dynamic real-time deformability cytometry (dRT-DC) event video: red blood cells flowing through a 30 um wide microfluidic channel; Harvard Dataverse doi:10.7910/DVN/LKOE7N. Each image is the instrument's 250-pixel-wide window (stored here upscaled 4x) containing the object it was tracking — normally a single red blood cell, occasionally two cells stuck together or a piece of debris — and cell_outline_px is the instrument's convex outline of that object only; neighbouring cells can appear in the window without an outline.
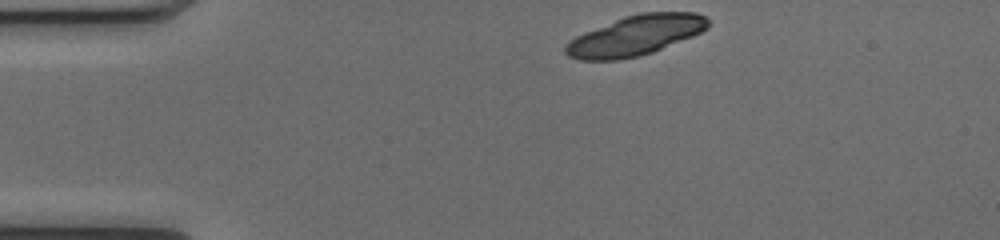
{"species": "common noctule bat (a hibernating species)", "species_latin": "Nyctalus noctula", "temperature_condition": "cold", "stored_images_in_passage": 42, "segment_of_instrument_passage": [1, 2], "camera_frame_rate_fps": 3000, "um_per_image_px": 0.085, "animal": {"sex": "female", "body_mass_g": 17.0, "forearm_length_mm": 48.0}, "frame": {"image": 1, "passage_image": 1, "time_ms": 0.0, "image_size_px": [1000, 240], "cell_outline_px": [[708, 28], [692, 36], [652, 52], [636, 56], [616, 60], [580, 60], [568, 56], [564, 52], [564, 44], [576, 36], [584, 32], [624, 16], [640, 12], [696, 12], [704, 16], [708, 20]], "centroid_in_image_um": [53.98, 3.01], "position_along_channel_um": 31.0, "area_um2": 33.06}}